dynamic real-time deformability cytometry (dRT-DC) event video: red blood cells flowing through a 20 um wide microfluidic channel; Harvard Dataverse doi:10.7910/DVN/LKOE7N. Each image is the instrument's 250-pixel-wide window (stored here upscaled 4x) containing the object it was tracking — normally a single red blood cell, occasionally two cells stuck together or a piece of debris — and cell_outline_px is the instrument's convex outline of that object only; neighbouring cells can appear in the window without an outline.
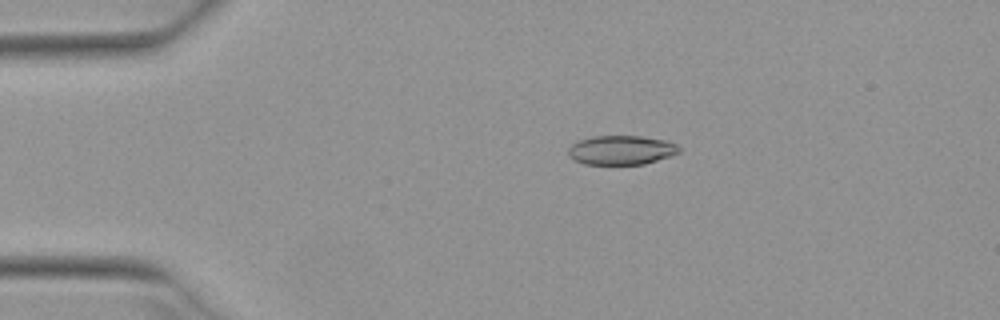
{"species": "Egyptian fruit bat (a non-hibernating species)", "species_latin": "Rousettus aegyptiacus", "temperature_condition": "warm", "stored_images_in_passage": 4, "camera_frame_rate_fps": 3000, "um_per_image_px": 0.085, "animal": {"sex": "female"}, "frame": {"image": 1, "passage_image": 1, "time_ms": 0.0, "image_size_px": [1000, 320], "cell_outline_px": [[680, 152], [672, 156], [644, 164], [584, 164], [568, 156], [568, 148], [576, 140], [592, 136], [640, 136], [668, 140], [676, 144], [680, 148]], "centroid_in_image_um": [52.82, 12.75], "position_along_channel_um": 32.2, "area_um2": 19.07}}